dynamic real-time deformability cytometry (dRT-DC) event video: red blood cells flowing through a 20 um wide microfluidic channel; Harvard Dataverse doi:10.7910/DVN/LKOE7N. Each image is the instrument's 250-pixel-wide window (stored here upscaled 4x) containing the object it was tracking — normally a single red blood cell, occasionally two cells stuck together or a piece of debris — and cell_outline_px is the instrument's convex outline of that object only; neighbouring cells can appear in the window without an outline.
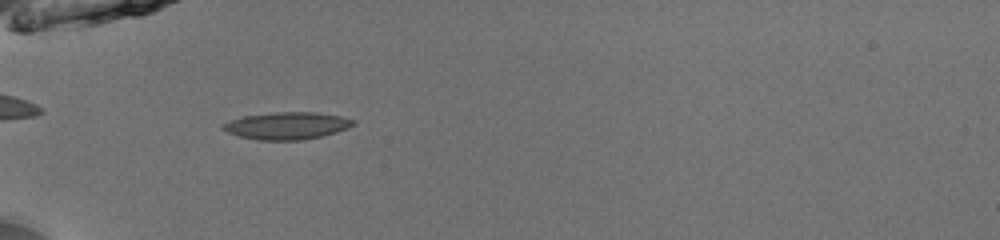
{"species": "common noctule bat (a hibernating species)", "species_latin": "Nyctalus noctula", "temperature_condition": "room temperature", "stored_images_in_passage": 33, "camera_frame_rate_fps": 3000, "um_per_image_px": 0.085, "animal": {"sex": "male", "body_mass_g": 13.0, "forearm_length_mm": 53.1}, "frame": {"image": 1, "passage_image": 1, "time_ms": 0.0, "image_size_px": [1000, 240], "cell_outline_px": [[356, 124], [348, 128], [336, 132], [320, 136], [300, 140], [256, 140], [240, 136], [228, 132], [220, 128], [220, 124], [228, 120], [244, 116], [276, 112], [316, 112], [340, 116], [356, 120]], "centroid_in_image_um": [24.37, 10.68], "position_along_channel_um": 60.6, "area_um2": 20.75}}
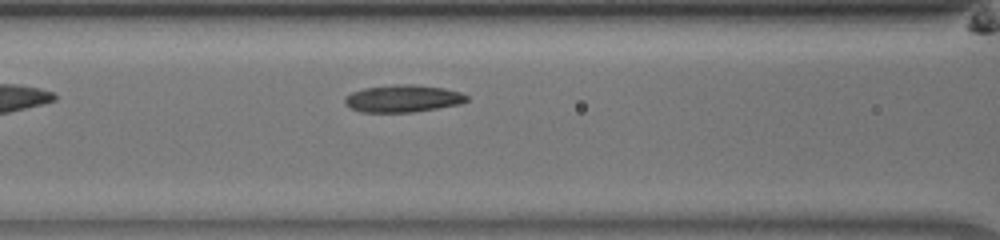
{"frame": {"image": 2, "passage_image": 7, "time_ms": 2.0, "image_size_px": [1000, 240], "cell_outline_px": [[468, 100], [460, 104], [412, 112], [360, 112], [344, 104], [344, 96], [352, 92], [364, 88], [396, 84], [412, 84], [444, 88], [460, 92], [468, 96]], "centroid_in_image_um": [34.22, 8.37], "position_along_channel_um": 132.4, "area_um2": 19.36}}
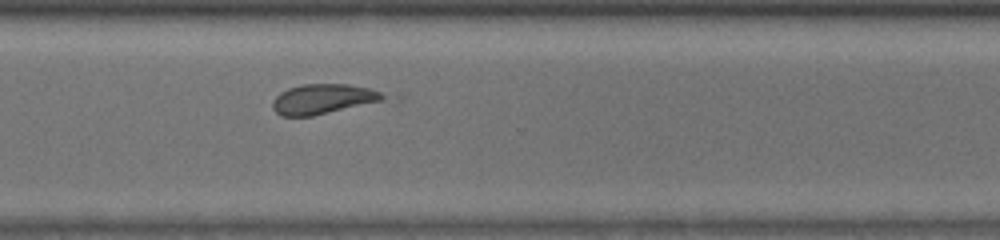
{"frame": {"image": 3, "passage_image": 23, "time_ms": 7.333, "image_size_px": [1000, 240], "cell_outline_px": [[404, 96], [400, 100], [312, 116], [280, 116], [272, 108], [272, 100], [280, 92], [288, 88], [304, 84], [348, 84], [400, 92]], "centroid_in_image_um": [27.95, 8.41], "position_along_channel_um": 342.6, "area_um2": 21.62}, "authors_computed_cell_mechanics": {"area_um2": 19.2474, "velocity_mm_per_s": 3.9573, "shape_relaxation_time_tau1_ms": 1.8705, "shape_relaxation_time_tau2_ms": 6.9146, "deformation_change_tau1": 0.0873, "deformation_change_tau2": 0.084}}